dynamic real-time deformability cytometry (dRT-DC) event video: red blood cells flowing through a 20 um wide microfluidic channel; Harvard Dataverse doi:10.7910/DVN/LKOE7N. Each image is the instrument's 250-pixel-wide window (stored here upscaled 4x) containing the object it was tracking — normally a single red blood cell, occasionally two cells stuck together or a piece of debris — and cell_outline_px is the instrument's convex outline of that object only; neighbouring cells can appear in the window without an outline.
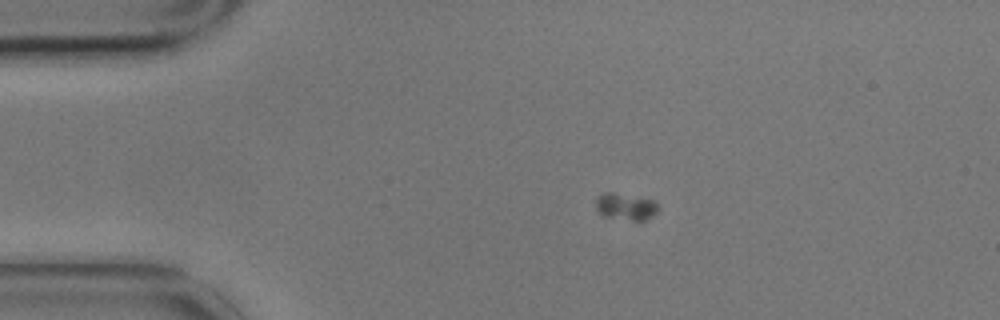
{"species": "common noctule bat (a hibernating species)", "species_latin": "Nyctalus noctula", "temperature_condition": "cold", "stored_images_in_passage": 7, "camera_frame_rate_fps": 3000, "um_per_image_px": 0.085, "animal": {"sex": "male", "body_mass_g": 17.9}, "frame": {"image": 1, "passage_image": 4, "time_ms": 1.0, "image_size_px": [1000, 320], "cell_outline_px": [[660, 208], [652, 216], [640, 224], [604, 216], [596, 208], [596, 196], [604, 192], [612, 192], [652, 200]], "centroid_in_image_um": [53.18, 17.61], "position_along_channel_um": 31.8, "area_um2": 10.06}}